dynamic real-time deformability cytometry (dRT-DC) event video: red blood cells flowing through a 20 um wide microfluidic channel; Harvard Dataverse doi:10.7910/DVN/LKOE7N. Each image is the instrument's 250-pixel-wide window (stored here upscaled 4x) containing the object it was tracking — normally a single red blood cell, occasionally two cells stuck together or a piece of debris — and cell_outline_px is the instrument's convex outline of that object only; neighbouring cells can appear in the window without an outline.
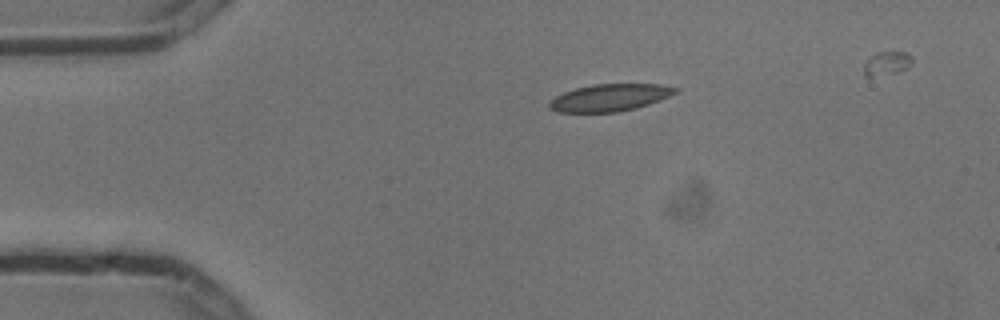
{"species": "common noctule bat (a hibernating species)", "species_latin": "Nyctalus noctula", "temperature_condition": "cold", "stored_images_in_passage": 3, "camera_frame_rate_fps": 3000, "um_per_image_px": 0.085, "animal": {"sex": "male", "body_mass_g": 13.3}, "frame": {"image": 1, "passage_image": 1, "time_ms": 0.0, "image_size_px": [1000, 320], "cell_outline_px": [[680, 92], [660, 100], [636, 108], [616, 112], [556, 112], [548, 104], [556, 96], [564, 92], [576, 88], [596, 84], [660, 84], [680, 88]], "centroid_in_image_um": [51.9, 8.29], "position_along_channel_um": 33.1, "area_um2": 19.88}}
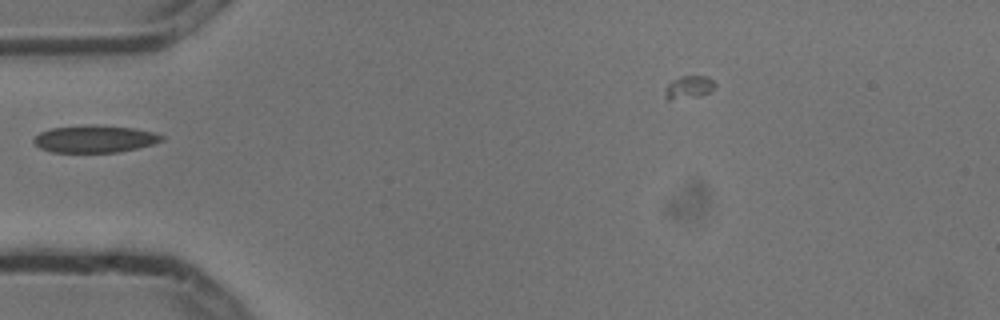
{"frame": {"image": 2, "passage_image": 3, "time_ms": 0.667, "image_size_px": [1000, 320], "cell_outline_px": [[164, 140], [152, 144], [136, 148], [116, 152], [52, 152], [40, 148], [32, 140], [40, 132], [52, 128], [88, 124], [96, 124], [132, 128], [152, 132], [164, 136]], "centroid_in_image_um": [8.04, 11.8], "position_along_channel_um": 77.0, "area_um2": 20.23}}